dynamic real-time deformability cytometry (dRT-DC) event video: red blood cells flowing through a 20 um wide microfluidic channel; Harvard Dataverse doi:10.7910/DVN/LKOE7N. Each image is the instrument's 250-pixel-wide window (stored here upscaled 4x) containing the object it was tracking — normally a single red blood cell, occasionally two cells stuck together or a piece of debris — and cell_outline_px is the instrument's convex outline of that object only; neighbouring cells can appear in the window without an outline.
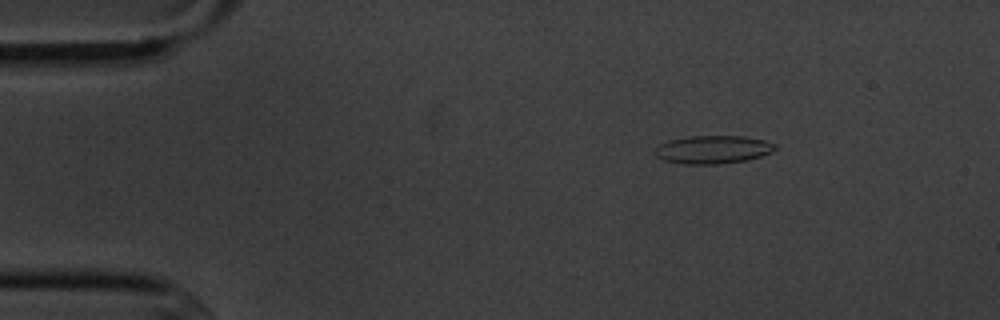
{"species": "common noctule bat (a hibernating species)", "species_latin": "Nyctalus noctula", "temperature_condition": "cold", "stored_images_in_passage": 7, "camera_frame_rate_fps": 3000, "um_per_image_px": 0.085, "animal": {"sex": "male", "body_mass_g": 20.1, "forearm_length_mm": 53.5}, "frame": {"image": 1, "passage_image": 1, "time_ms": 0.0, "image_size_px": [1000, 320], "cell_outline_px": [[776, 148], [772, 152], [760, 156], [744, 160], [716, 164], [684, 164], [664, 160], [656, 156], [652, 152], [660, 144], [668, 140], [692, 136], [744, 136], [764, 140], [776, 144]], "centroid_in_image_um": [60.57, 12.71], "position_along_channel_um": 24.4, "area_um2": 19.59}}
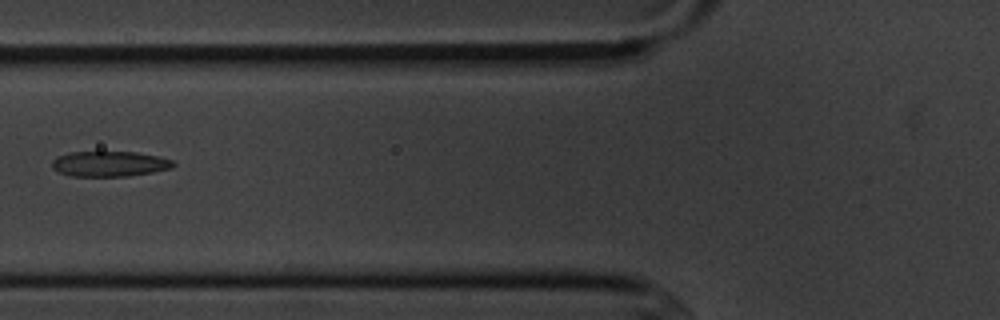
{"frame": {"image": 2, "passage_image": 4, "time_ms": 4.333, "image_size_px": [1000, 320], "cell_outline_px": [[176, 164], [172, 168], [152, 172], [128, 176], [72, 176], [56, 172], [52, 168], [52, 160], [56, 156], [68, 152], [136, 152], [160, 156], [172, 160]], "centroid_in_image_um": [9.29, 13.92], "position_along_channel_um": 116.5, "area_um2": 18.09}}
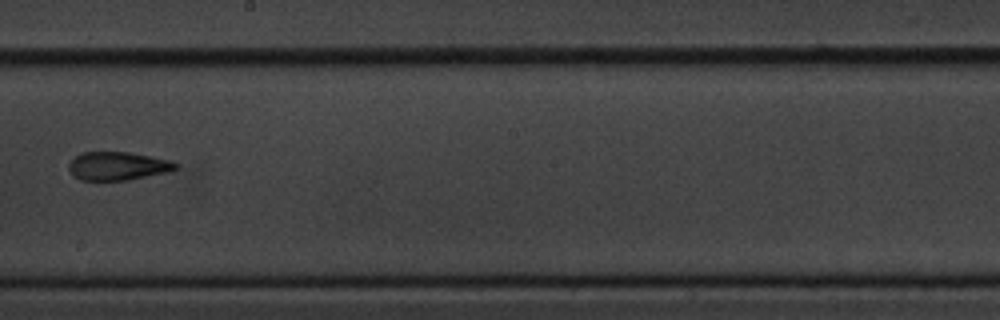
{"frame": {"image": 3, "passage_image": 7, "time_ms": 7.667, "image_size_px": [1000, 320], "cell_outline_px": [[180, 164], [176, 168], [168, 172], [128, 180], [80, 180], [68, 168], [68, 164], [80, 152], [128, 152], [172, 160]], "centroid_in_image_um": [10.04, 14.1], "position_along_channel_um": 238.2, "area_um2": 17.63}}